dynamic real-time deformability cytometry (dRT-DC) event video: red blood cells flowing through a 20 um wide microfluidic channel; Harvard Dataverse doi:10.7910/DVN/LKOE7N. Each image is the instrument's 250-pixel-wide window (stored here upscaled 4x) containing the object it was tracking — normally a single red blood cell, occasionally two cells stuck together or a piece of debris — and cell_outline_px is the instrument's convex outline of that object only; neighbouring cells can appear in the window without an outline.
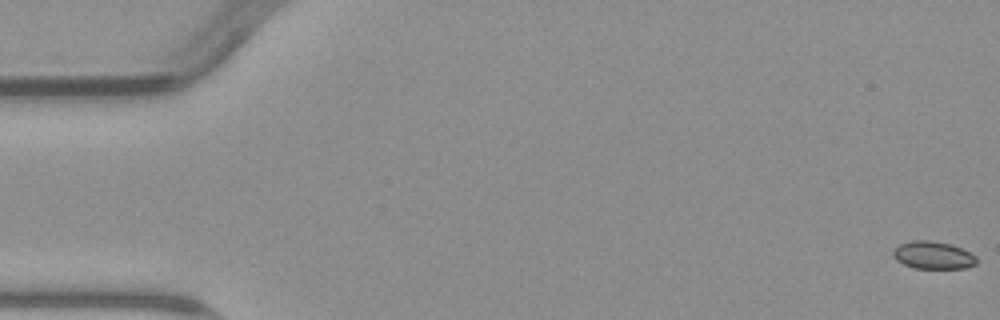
{"species": "common noctule bat (a hibernating species)", "species_latin": "Nyctalus noctula", "temperature_condition": "warm", "stored_images_in_passage": 5, "camera_frame_rate_fps": 3000, "um_per_image_px": 0.085, "animal": {"sex": "male", "body_mass_g": 23.1, "forearm_length_mm": 52.7}, "frame": {"image": 1, "passage_image": 1, "time_ms": 0.0, "image_size_px": [1000, 320], "cell_outline_px": [[976, 264], [968, 268], [916, 268], [904, 264], [896, 260], [892, 256], [892, 252], [900, 244], [912, 240], [928, 240], [952, 244], [976, 256]], "centroid_in_image_um": [79.31, 21.69], "position_along_channel_um": 5.7, "area_um2": 13.35}}
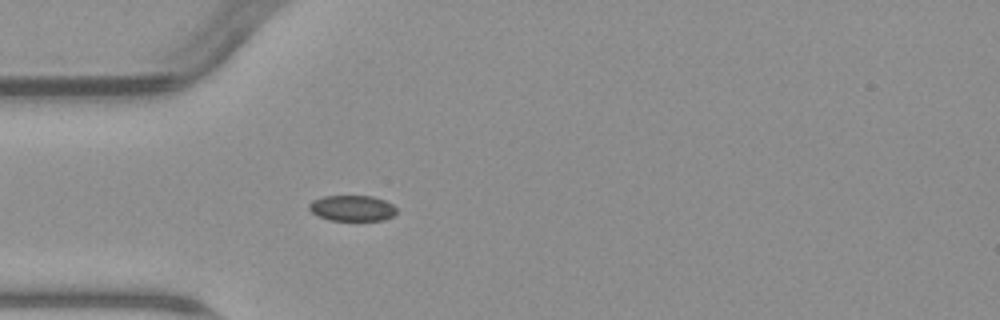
{"frame": {"image": 2, "passage_image": 5, "time_ms": 5.333, "image_size_px": [1000, 320], "cell_outline_px": [[396, 212], [392, 216], [384, 220], [328, 220], [316, 216], [308, 208], [308, 204], [312, 200], [324, 196], [372, 196], [384, 200], [392, 204], [396, 208]], "centroid_in_image_um": [29.9, 17.69], "position_along_channel_um": 55.1, "area_um2": 13.18}}